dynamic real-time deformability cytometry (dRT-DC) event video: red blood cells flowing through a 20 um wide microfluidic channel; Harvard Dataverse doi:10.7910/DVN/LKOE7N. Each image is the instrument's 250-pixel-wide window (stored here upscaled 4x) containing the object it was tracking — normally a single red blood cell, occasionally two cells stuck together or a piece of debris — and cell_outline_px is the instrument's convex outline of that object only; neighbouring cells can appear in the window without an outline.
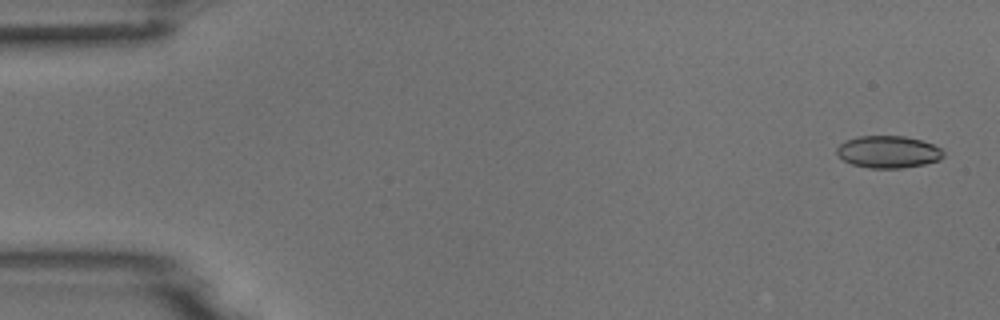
{"species": "common noctule bat (a hibernating species)", "species_latin": "Nyctalus noctula", "temperature_condition": "room temperature", "stored_images_in_passage": 6, "camera_frame_rate_fps": 3000, "um_per_image_px": 0.085, "animal": {"sex": "male", "body_mass_g": 18.8}, "frame": {"image": 1, "passage_image": 1, "time_ms": 0.0, "image_size_px": [1000, 320], "cell_outline_px": [[944, 156], [940, 160], [924, 164], [900, 168], [868, 168], [852, 164], [844, 160], [836, 152], [836, 148], [844, 140], [860, 136], [904, 136], [920, 140], [932, 144], [940, 148], [944, 152]], "centroid_in_image_um": [75.5, 12.91], "position_along_channel_um": 9.5, "area_um2": 19.94}}
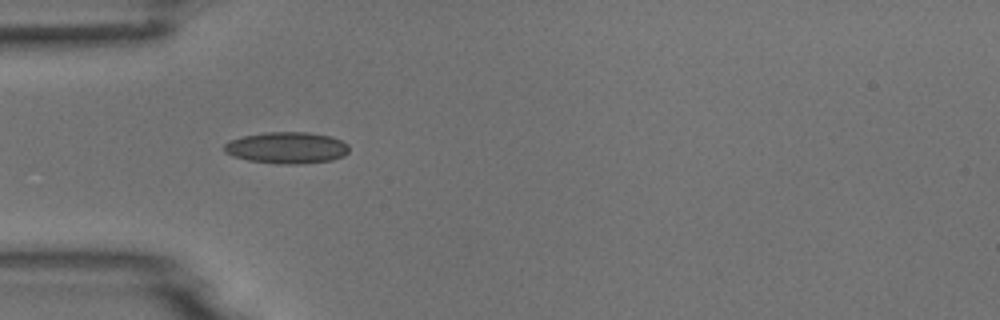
{"frame": {"image": 2, "passage_image": 5, "time_ms": 4.667, "image_size_px": [1000, 320], "cell_outline_px": [[348, 152], [344, 156], [332, 160], [300, 164], [276, 164], [248, 160], [232, 156], [224, 152], [224, 144], [228, 140], [244, 136], [268, 132], [308, 132], [332, 136], [348, 144]], "centroid_in_image_um": [24.37, 12.56], "position_along_channel_um": 60.6, "area_um2": 23.12}}